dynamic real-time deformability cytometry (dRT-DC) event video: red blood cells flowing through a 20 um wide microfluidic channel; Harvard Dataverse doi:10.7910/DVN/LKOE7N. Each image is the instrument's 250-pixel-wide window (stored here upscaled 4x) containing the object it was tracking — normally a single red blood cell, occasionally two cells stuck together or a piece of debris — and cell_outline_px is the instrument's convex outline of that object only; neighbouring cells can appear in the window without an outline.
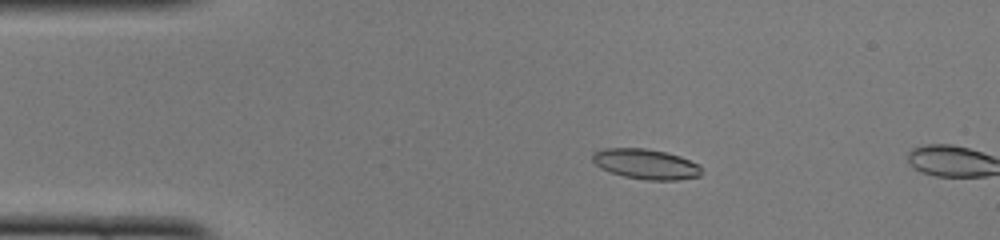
{"species": "common noctule bat (a hibernating species)", "species_latin": "Nyctalus noctula", "temperature_condition": "cold", "stored_images_in_passage": 10, "camera_frame_rate_fps": 3000, "um_per_image_px": 0.085, "animal": {"sex": "female", "body_mass_g": 22.0, "forearm_length_mm": 56.7}, "frame": {"image": 1, "passage_image": 9, "time_ms": 2.667, "image_size_px": [1000, 240], "cell_outline_px": [[700, 176], [676, 180], [648, 180], [624, 176], [600, 168], [592, 160], [592, 152], [604, 148], [644, 148], [664, 152], [680, 156], [700, 164]], "centroid_in_image_um": [54.88, 13.94], "position_along_channel_um": 30.1, "area_um2": 19.07}}